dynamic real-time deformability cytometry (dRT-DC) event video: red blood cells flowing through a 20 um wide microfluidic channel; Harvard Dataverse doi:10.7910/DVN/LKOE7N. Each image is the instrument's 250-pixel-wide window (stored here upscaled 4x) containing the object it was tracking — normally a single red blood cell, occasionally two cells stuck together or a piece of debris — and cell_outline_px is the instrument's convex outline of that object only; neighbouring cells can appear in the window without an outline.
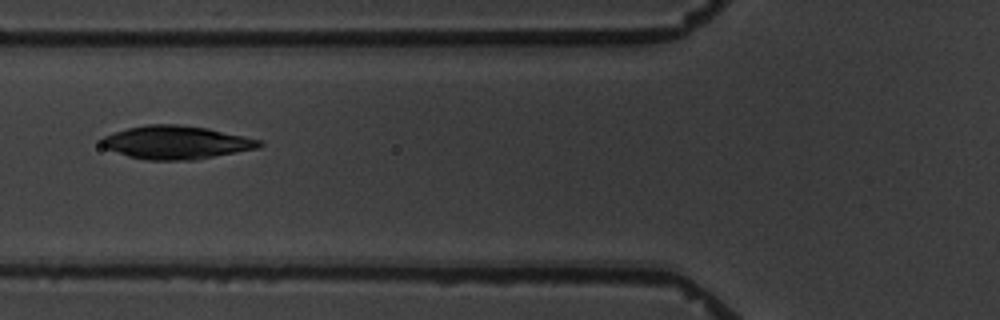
{"species": "common noctule bat (a hibernating species)", "species_latin": "Nyctalus noctula", "temperature_condition": "warm", "stored_images_in_passage": 8, "camera_frame_rate_fps": 3000, "um_per_image_px": 0.085, "animal": {"sex": "male", "body_mass_g": 19.5, "forearm_length_mm": 54.6}, "frame": {"image": 1, "passage_image": 7, "time_ms": 6.667, "image_size_px": [1000, 320], "cell_outline_px": [[264, 144], [260, 148], [196, 160], [148, 160], [128, 156], [104, 148], [100, 144], [100, 140], [104, 136], [128, 128], [148, 124], [176, 124], [208, 128], [244, 136], [260, 140]], "centroid_in_image_um": [15.0, 12.11], "position_along_channel_um": 110.8, "area_um2": 30.63}}
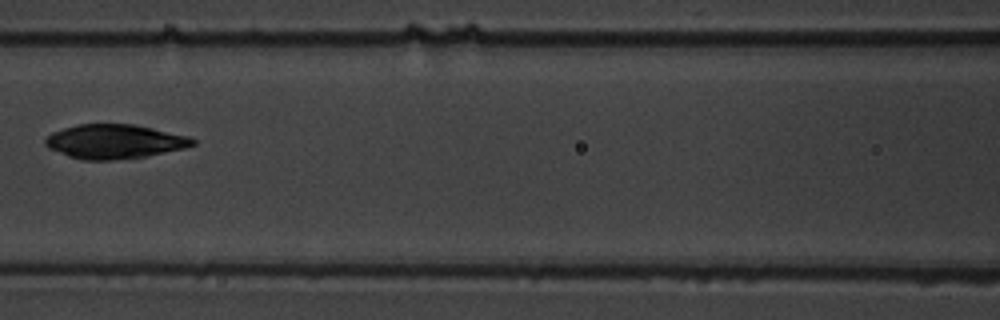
{"frame": {"image": 2, "passage_image": 8, "time_ms": 8.0, "image_size_px": [1000, 320], "cell_outline_px": [[196, 144], [184, 148], [148, 156], [112, 160], [84, 160], [68, 156], [48, 148], [44, 144], [44, 140], [52, 132], [76, 124], [132, 124], [192, 136], [196, 140]], "centroid_in_image_um": [9.76, 12.03], "position_along_channel_um": 156.8, "area_um2": 29.54}}